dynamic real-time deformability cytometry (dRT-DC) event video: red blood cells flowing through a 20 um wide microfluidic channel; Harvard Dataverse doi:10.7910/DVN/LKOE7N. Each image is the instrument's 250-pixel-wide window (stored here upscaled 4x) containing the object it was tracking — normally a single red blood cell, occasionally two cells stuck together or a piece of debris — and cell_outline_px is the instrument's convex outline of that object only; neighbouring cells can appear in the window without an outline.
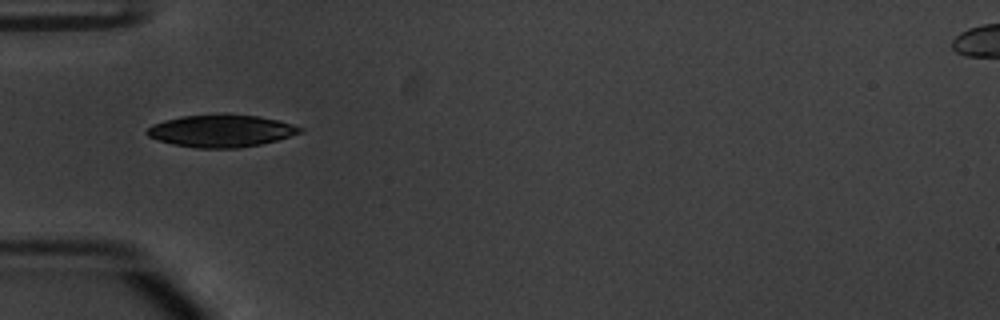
{"species": "common noctule bat (a hibernating species)", "species_latin": "Nyctalus noctula", "temperature_condition": "warm", "stored_images_in_passage": 37, "camera_frame_rate_fps": 3000, "um_per_image_px": 0.085, "animal": {"sex": "male", "body_mass_g": 20.1, "forearm_length_mm": 53.5}, "frame": {"image": 1, "passage_image": 1, "time_ms": 0.0, "image_size_px": [1000, 320], "cell_outline_px": [[304, 132], [276, 140], [260, 144], [240, 148], [196, 148], [172, 144], [148, 136], [148, 128], [152, 124], [164, 120], [180, 116], [220, 112], [224, 112], [260, 116], [292, 124], [304, 128]], "centroid_in_image_um": [18.82, 11.09], "position_along_channel_um": 66.2, "area_um2": 29.3}}
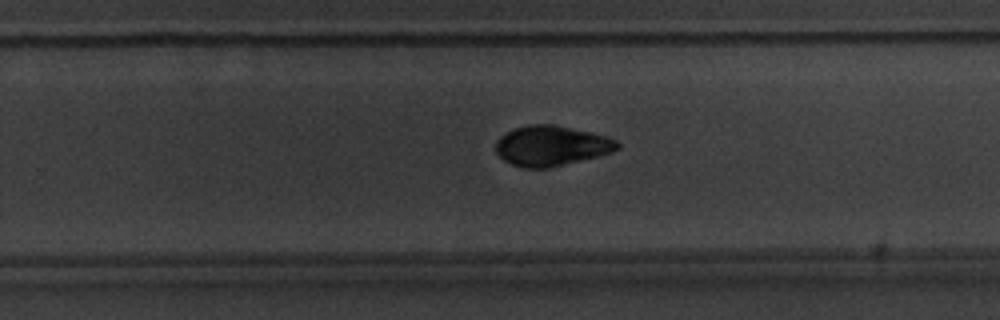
{"frame": {"image": 2, "passage_image": 18, "time_ms": 5.667, "image_size_px": [1000, 320], "cell_outline_px": [[620, 148], [612, 152], [548, 168], [524, 168], [512, 164], [504, 160], [496, 152], [496, 140], [500, 136], [516, 128], [528, 124], [552, 124], [592, 132], [616, 140], [620, 144]], "centroid_in_image_um": [46.85, 12.38], "position_along_channel_um": 282.9, "area_um2": 28.21}}
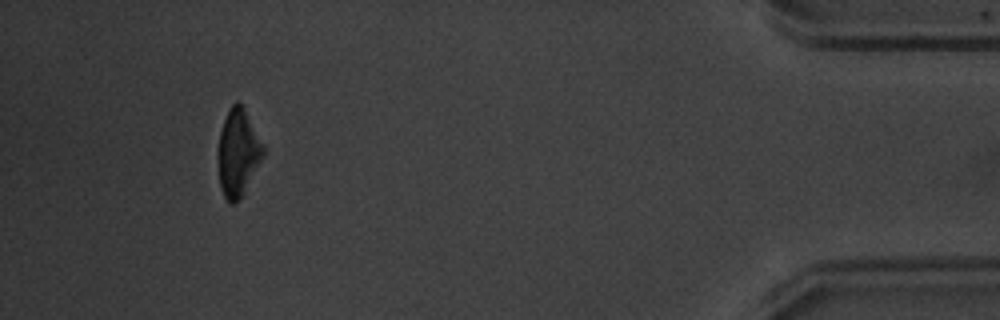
{"frame": {"image": 3, "passage_image": 33, "time_ms": 10.667, "image_size_px": [1000, 320], "cell_outline_px": [[264, 156], [244, 196], [232, 204], [228, 204], [220, 188], [216, 156], [216, 152], [220, 132], [224, 120], [232, 104], [236, 100], [244, 104], [264, 144]], "centroid_in_image_um": [20.24, 12.99], "position_along_channel_um": 415.0, "area_um2": 23.99}, "authors_computed_cell_mechanics": {"area_um2": 28.0908, "velocity_mm_per_s": 3.839, "shape_relaxation_time_tau1_ms": 1.913, "shape_relaxation_time_tau2_ms": 3.5702, "deformation_change_tau1": 0.1185, "deformation_change_tau2": 0.056}}